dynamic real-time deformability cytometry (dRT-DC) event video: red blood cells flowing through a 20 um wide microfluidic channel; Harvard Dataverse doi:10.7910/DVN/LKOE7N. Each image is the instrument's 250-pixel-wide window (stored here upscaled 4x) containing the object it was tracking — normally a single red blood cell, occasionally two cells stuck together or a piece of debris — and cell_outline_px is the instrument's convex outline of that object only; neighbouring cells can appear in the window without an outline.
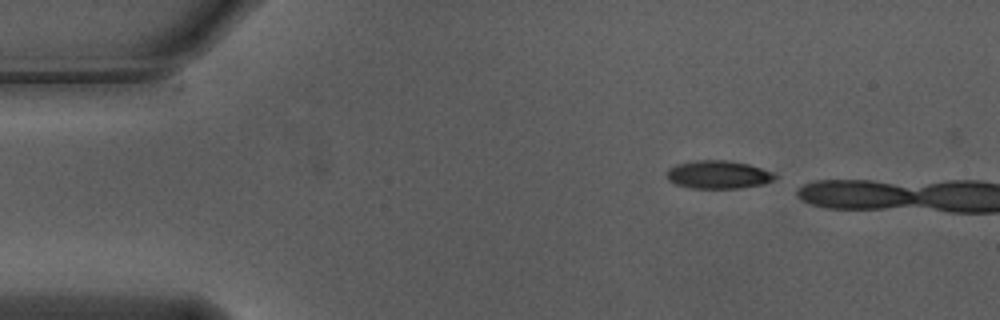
{"species": "Egyptian fruit bat (a non-hibernating species)", "species_latin": "Rousettus aegyptiacus", "temperature_condition": "warm", "stored_images_in_passage": 8, "camera_frame_rate_fps": 3000, "um_per_image_px": 0.085, "animal": {"sex": "male"}, "frame": {"image": 1, "passage_image": 1, "time_ms": 0.0, "image_size_px": [1000, 320], "cell_outline_px": [[776, 176], [772, 180], [764, 184], [740, 188], [688, 188], [676, 184], [668, 180], [668, 168], [676, 164], [696, 160], [728, 160], [748, 164], [776, 172]], "centroid_in_image_um": [61.07, 14.84], "position_along_channel_um": 23.9, "area_um2": 17.8}}